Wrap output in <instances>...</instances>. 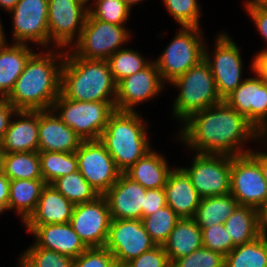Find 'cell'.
<instances>
[{"label": "cell", "mask_w": 267, "mask_h": 267, "mask_svg": "<svg viewBox=\"0 0 267 267\" xmlns=\"http://www.w3.org/2000/svg\"><path fill=\"white\" fill-rule=\"evenodd\" d=\"M111 214L103 195L95 200L74 205L70 224L88 247H105L111 223Z\"/></svg>", "instance_id": "obj_17"}, {"label": "cell", "mask_w": 267, "mask_h": 267, "mask_svg": "<svg viewBox=\"0 0 267 267\" xmlns=\"http://www.w3.org/2000/svg\"><path fill=\"white\" fill-rule=\"evenodd\" d=\"M260 142H267V137L264 136ZM265 146L267 147V144H265ZM267 151V150H266ZM264 152V150L262 151H258L257 149H251V151L249 152L258 162H259V166L261 168L263 177L265 179V181L267 182V152Z\"/></svg>", "instance_id": "obj_48"}, {"label": "cell", "mask_w": 267, "mask_h": 267, "mask_svg": "<svg viewBox=\"0 0 267 267\" xmlns=\"http://www.w3.org/2000/svg\"><path fill=\"white\" fill-rule=\"evenodd\" d=\"M141 116L137 111L115 110L99 138L121 173L153 149L147 137L149 126Z\"/></svg>", "instance_id": "obj_4"}, {"label": "cell", "mask_w": 267, "mask_h": 267, "mask_svg": "<svg viewBox=\"0 0 267 267\" xmlns=\"http://www.w3.org/2000/svg\"><path fill=\"white\" fill-rule=\"evenodd\" d=\"M167 206L180 218H194L201 197L181 167H173L164 187Z\"/></svg>", "instance_id": "obj_23"}, {"label": "cell", "mask_w": 267, "mask_h": 267, "mask_svg": "<svg viewBox=\"0 0 267 267\" xmlns=\"http://www.w3.org/2000/svg\"><path fill=\"white\" fill-rule=\"evenodd\" d=\"M166 205L164 188L147 189L144 201V217L153 214Z\"/></svg>", "instance_id": "obj_45"}, {"label": "cell", "mask_w": 267, "mask_h": 267, "mask_svg": "<svg viewBox=\"0 0 267 267\" xmlns=\"http://www.w3.org/2000/svg\"><path fill=\"white\" fill-rule=\"evenodd\" d=\"M12 16L13 42L39 45L49 49L48 0H19L9 12Z\"/></svg>", "instance_id": "obj_13"}, {"label": "cell", "mask_w": 267, "mask_h": 267, "mask_svg": "<svg viewBox=\"0 0 267 267\" xmlns=\"http://www.w3.org/2000/svg\"><path fill=\"white\" fill-rule=\"evenodd\" d=\"M265 246H266V249H267V233H264V234H260Z\"/></svg>", "instance_id": "obj_56"}, {"label": "cell", "mask_w": 267, "mask_h": 267, "mask_svg": "<svg viewBox=\"0 0 267 267\" xmlns=\"http://www.w3.org/2000/svg\"><path fill=\"white\" fill-rule=\"evenodd\" d=\"M4 42L0 46V98L5 99L35 52L28 44Z\"/></svg>", "instance_id": "obj_25"}, {"label": "cell", "mask_w": 267, "mask_h": 267, "mask_svg": "<svg viewBox=\"0 0 267 267\" xmlns=\"http://www.w3.org/2000/svg\"><path fill=\"white\" fill-rule=\"evenodd\" d=\"M82 141L53 109L39 110L38 151L76 152Z\"/></svg>", "instance_id": "obj_22"}, {"label": "cell", "mask_w": 267, "mask_h": 267, "mask_svg": "<svg viewBox=\"0 0 267 267\" xmlns=\"http://www.w3.org/2000/svg\"><path fill=\"white\" fill-rule=\"evenodd\" d=\"M46 186L43 179L10 180L8 211L15 210L25 223L36 210L42 189Z\"/></svg>", "instance_id": "obj_28"}, {"label": "cell", "mask_w": 267, "mask_h": 267, "mask_svg": "<svg viewBox=\"0 0 267 267\" xmlns=\"http://www.w3.org/2000/svg\"><path fill=\"white\" fill-rule=\"evenodd\" d=\"M74 205L51 184H46L34 213L24 225L69 223Z\"/></svg>", "instance_id": "obj_24"}, {"label": "cell", "mask_w": 267, "mask_h": 267, "mask_svg": "<svg viewBox=\"0 0 267 267\" xmlns=\"http://www.w3.org/2000/svg\"><path fill=\"white\" fill-rule=\"evenodd\" d=\"M223 224L235 246L260 236L257 209L250 206L238 205Z\"/></svg>", "instance_id": "obj_29"}, {"label": "cell", "mask_w": 267, "mask_h": 267, "mask_svg": "<svg viewBox=\"0 0 267 267\" xmlns=\"http://www.w3.org/2000/svg\"><path fill=\"white\" fill-rule=\"evenodd\" d=\"M170 16L180 27H200L201 8L198 0H162Z\"/></svg>", "instance_id": "obj_38"}, {"label": "cell", "mask_w": 267, "mask_h": 267, "mask_svg": "<svg viewBox=\"0 0 267 267\" xmlns=\"http://www.w3.org/2000/svg\"><path fill=\"white\" fill-rule=\"evenodd\" d=\"M51 185L73 205L95 200L100 196L78 171L59 177Z\"/></svg>", "instance_id": "obj_34"}, {"label": "cell", "mask_w": 267, "mask_h": 267, "mask_svg": "<svg viewBox=\"0 0 267 267\" xmlns=\"http://www.w3.org/2000/svg\"><path fill=\"white\" fill-rule=\"evenodd\" d=\"M253 21L257 31L261 34V37L266 43V47L262 50L267 49V8L258 5L254 0H246L243 5Z\"/></svg>", "instance_id": "obj_44"}, {"label": "cell", "mask_w": 267, "mask_h": 267, "mask_svg": "<svg viewBox=\"0 0 267 267\" xmlns=\"http://www.w3.org/2000/svg\"><path fill=\"white\" fill-rule=\"evenodd\" d=\"M13 119L0 143V153L37 152L39 110H17Z\"/></svg>", "instance_id": "obj_21"}, {"label": "cell", "mask_w": 267, "mask_h": 267, "mask_svg": "<svg viewBox=\"0 0 267 267\" xmlns=\"http://www.w3.org/2000/svg\"><path fill=\"white\" fill-rule=\"evenodd\" d=\"M23 253L33 267H73L74 259L31 243Z\"/></svg>", "instance_id": "obj_39"}, {"label": "cell", "mask_w": 267, "mask_h": 267, "mask_svg": "<svg viewBox=\"0 0 267 267\" xmlns=\"http://www.w3.org/2000/svg\"><path fill=\"white\" fill-rule=\"evenodd\" d=\"M131 11L123 0H94L93 5L88 4V13L93 18L114 25H125Z\"/></svg>", "instance_id": "obj_37"}, {"label": "cell", "mask_w": 267, "mask_h": 267, "mask_svg": "<svg viewBox=\"0 0 267 267\" xmlns=\"http://www.w3.org/2000/svg\"><path fill=\"white\" fill-rule=\"evenodd\" d=\"M200 229L203 247L221 253L223 256H226L235 247L224 224H215L209 228Z\"/></svg>", "instance_id": "obj_41"}, {"label": "cell", "mask_w": 267, "mask_h": 267, "mask_svg": "<svg viewBox=\"0 0 267 267\" xmlns=\"http://www.w3.org/2000/svg\"><path fill=\"white\" fill-rule=\"evenodd\" d=\"M10 179L0 169V210L8 211Z\"/></svg>", "instance_id": "obj_47"}, {"label": "cell", "mask_w": 267, "mask_h": 267, "mask_svg": "<svg viewBox=\"0 0 267 267\" xmlns=\"http://www.w3.org/2000/svg\"><path fill=\"white\" fill-rule=\"evenodd\" d=\"M254 60V71L259 75H267V49L260 50L253 57Z\"/></svg>", "instance_id": "obj_49"}, {"label": "cell", "mask_w": 267, "mask_h": 267, "mask_svg": "<svg viewBox=\"0 0 267 267\" xmlns=\"http://www.w3.org/2000/svg\"><path fill=\"white\" fill-rule=\"evenodd\" d=\"M263 77L264 81H265V84L267 85V75H260Z\"/></svg>", "instance_id": "obj_58"}, {"label": "cell", "mask_w": 267, "mask_h": 267, "mask_svg": "<svg viewBox=\"0 0 267 267\" xmlns=\"http://www.w3.org/2000/svg\"><path fill=\"white\" fill-rule=\"evenodd\" d=\"M40 52H34L29 57L12 91L5 98L17 110L52 109L60 95L61 68L66 50L52 46Z\"/></svg>", "instance_id": "obj_2"}, {"label": "cell", "mask_w": 267, "mask_h": 267, "mask_svg": "<svg viewBox=\"0 0 267 267\" xmlns=\"http://www.w3.org/2000/svg\"><path fill=\"white\" fill-rule=\"evenodd\" d=\"M192 165L181 168L202 198L230 193L231 156L196 153Z\"/></svg>", "instance_id": "obj_10"}, {"label": "cell", "mask_w": 267, "mask_h": 267, "mask_svg": "<svg viewBox=\"0 0 267 267\" xmlns=\"http://www.w3.org/2000/svg\"><path fill=\"white\" fill-rule=\"evenodd\" d=\"M157 150L152 149L143 158L124 172L132 181L145 189L164 188L170 171L168 160Z\"/></svg>", "instance_id": "obj_26"}, {"label": "cell", "mask_w": 267, "mask_h": 267, "mask_svg": "<svg viewBox=\"0 0 267 267\" xmlns=\"http://www.w3.org/2000/svg\"><path fill=\"white\" fill-rule=\"evenodd\" d=\"M225 256L201 247L191 254L175 260L171 267H224Z\"/></svg>", "instance_id": "obj_40"}, {"label": "cell", "mask_w": 267, "mask_h": 267, "mask_svg": "<svg viewBox=\"0 0 267 267\" xmlns=\"http://www.w3.org/2000/svg\"><path fill=\"white\" fill-rule=\"evenodd\" d=\"M230 193L239 205L258 209L267 202V182L250 153L231 156Z\"/></svg>", "instance_id": "obj_11"}, {"label": "cell", "mask_w": 267, "mask_h": 267, "mask_svg": "<svg viewBox=\"0 0 267 267\" xmlns=\"http://www.w3.org/2000/svg\"><path fill=\"white\" fill-rule=\"evenodd\" d=\"M180 127L177 140L194 153L228 156L247 154L251 148L246 149L244 145L254 141L257 143L264 137L225 100L193 113Z\"/></svg>", "instance_id": "obj_1"}, {"label": "cell", "mask_w": 267, "mask_h": 267, "mask_svg": "<svg viewBox=\"0 0 267 267\" xmlns=\"http://www.w3.org/2000/svg\"><path fill=\"white\" fill-rule=\"evenodd\" d=\"M180 217L169 206H164L142 218L145 230L156 245H163Z\"/></svg>", "instance_id": "obj_36"}, {"label": "cell", "mask_w": 267, "mask_h": 267, "mask_svg": "<svg viewBox=\"0 0 267 267\" xmlns=\"http://www.w3.org/2000/svg\"><path fill=\"white\" fill-rule=\"evenodd\" d=\"M18 1L19 0H0V9L9 13L18 3Z\"/></svg>", "instance_id": "obj_51"}, {"label": "cell", "mask_w": 267, "mask_h": 267, "mask_svg": "<svg viewBox=\"0 0 267 267\" xmlns=\"http://www.w3.org/2000/svg\"><path fill=\"white\" fill-rule=\"evenodd\" d=\"M155 60L162 81L172 83L204 59L203 31L201 27H183Z\"/></svg>", "instance_id": "obj_7"}, {"label": "cell", "mask_w": 267, "mask_h": 267, "mask_svg": "<svg viewBox=\"0 0 267 267\" xmlns=\"http://www.w3.org/2000/svg\"><path fill=\"white\" fill-rule=\"evenodd\" d=\"M164 87L165 83L153 60L145 68L117 84L115 110L135 112L138 105L156 98Z\"/></svg>", "instance_id": "obj_18"}, {"label": "cell", "mask_w": 267, "mask_h": 267, "mask_svg": "<svg viewBox=\"0 0 267 267\" xmlns=\"http://www.w3.org/2000/svg\"><path fill=\"white\" fill-rule=\"evenodd\" d=\"M224 267H267V249L261 236L235 246L225 256Z\"/></svg>", "instance_id": "obj_33"}, {"label": "cell", "mask_w": 267, "mask_h": 267, "mask_svg": "<svg viewBox=\"0 0 267 267\" xmlns=\"http://www.w3.org/2000/svg\"><path fill=\"white\" fill-rule=\"evenodd\" d=\"M79 2H81L85 7H87L88 8V3L91 1L92 2V0H78ZM93 2H94V0H93Z\"/></svg>", "instance_id": "obj_57"}, {"label": "cell", "mask_w": 267, "mask_h": 267, "mask_svg": "<svg viewBox=\"0 0 267 267\" xmlns=\"http://www.w3.org/2000/svg\"><path fill=\"white\" fill-rule=\"evenodd\" d=\"M76 156L79 172L99 195H104L121 174L99 140L82 141Z\"/></svg>", "instance_id": "obj_14"}, {"label": "cell", "mask_w": 267, "mask_h": 267, "mask_svg": "<svg viewBox=\"0 0 267 267\" xmlns=\"http://www.w3.org/2000/svg\"><path fill=\"white\" fill-rule=\"evenodd\" d=\"M19 259L18 267H33V265L28 261V259L21 253Z\"/></svg>", "instance_id": "obj_52"}, {"label": "cell", "mask_w": 267, "mask_h": 267, "mask_svg": "<svg viewBox=\"0 0 267 267\" xmlns=\"http://www.w3.org/2000/svg\"><path fill=\"white\" fill-rule=\"evenodd\" d=\"M162 246L172 264L203 247L202 231L194 218H180Z\"/></svg>", "instance_id": "obj_27"}, {"label": "cell", "mask_w": 267, "mask_h": 267, "mask_svg": "<svg viewBox=\"0 0 267 267\" xmlns=\"http://www.w3.org/2000/svg\"><path fill=\"white\" fill-rule=\"evenodd\" d=\"M238 205V202L231 193L202 198L196 210L194 220L200 228H209L215 224H223Z\"/></svg>", "instance_id": "obj_31"}, {"label": "cell", "mask_w": 267, "mask_h": 267, "mask_svg": "<svg viewBox=\"0 0 267 267\" xmlns=\"http://www.w3.org/2000/svg\"><path fill=\"white\" fill-rule=\"evenodd\" d=\"M2 22H1V20H0V46L6 41L7 42V40L8 39H6V35H4V26H3V24H1Z\"/></svg>", "instance_id": "obj_53"}, {"label": "cell", "mask_w": 267, "mask_h": 267, "mask_svg": "<svg viewBox=\"0 0 267 267\" xmlns=\"http://www.w3.org/2000/svg\"><path fill=\"white\" fill-rule=\"evenodd\" d=\"M170 85L179 91L173 103L172 115L181 123L193 113L223 100L217 91L211 68L204 59Z\"/></svg>", "instance_id": "obj_5"}, {"label": "cell", "mask_w": 267, "mask_h": 267, "mask_svg": "<svg viewBox=\"0 0 267 267\" xmlns=\"http://www.w3.org/2000/svg\"><path fill=\"white\" fill-rule=\"evenodd\" d=\"M146 190L141 184L121 173L118 180L103 195L107 201L111 219L142 220Z\"/></svg>", "instance_id": "obj_19"}, {"label": "cell", "mask_w": 267, "mask_h": 267, "mask_svg": "<svg viewBox=\"0 0 267 267\" xmlns=\"http://www.w3.org/2000/svg\"><path fill=\"white\" fill-rule=\"evenodd\" d=\"M41 173L46 184L78 171L76 152L39 151Z\"/></svg>", "instance_id": "obj_32"}, {"label": "cell", "mask_w": 267, "mask_h": 267, "mask_svg": "<svg viewBox=\"0 0 267 267\" xmlns=\"http://www.w3.org/2000/svg\"><path fill=\"white\" fill-rule=\"evenodd\" d=\"M155 246L156 244L145 230L142 220H111L105 247L114 256L118 265H125Z\"/></svg>", "instance_id": "obj_15"}, {"label": "cell", "mask_w": 267, "mask_h": 267, "mask_svg": "<svg viewBox=\"0 0 267 267\" xmlns=\"http://www.w3.org/2000/svg\"><path fill=\"white\" fill-rule=\"evenodd\" d=\"M16 111L6 99H0V143Z\"/></svg>", "instance_id": "obj_46"}, {"label": "cell", "mask_w": 267, "mask_h": 267, "mask_svg": "<svg viewBox=\"0 0 267 267\" xmlns=\"http://www.w3.org/2000/svg\"><path fill=\"white\" fill-rule=\"evenodd\" d=\"M60 93L74 101H116L117 83L107 60L81 58L67 49Z\"/></svg>", "instance_id": "obj_3"}, {"label": "cell", "mask_w": 267, "mask_h": 267, "mask_svg": "<svg viewBox=\"0 0 267 267\" xmlns=\"http://www.w3.org/2000/svg\"><path fill=\"white\" fill-rule=\"evenodd\" d=\"M116 101H74L61 93L52 109L83 140H99Z\"/></svg>", "instance_id": "obj_6"}, {"label": "cell", "mask_w": 267, "mask_h": 267, "mask_svg": "<svg viewBox=\"0 0 267 267\" xmlns=\"http://www.w3.org/2000/svg\"><path fill=\"white\" fill-rule=\"evenodd\" d=\"M28 233L35 238L38 247L53 250L73 259L88 247L83 243L70 223L47 225H24Z\"/></svg>", "instance_id": "obj_20"}, {"label": "cell", "mask_w": 267, "mask_h": 267, "mask_svg": "<svg viewBox=\"0 0 267 267\" xmlns=\"http://www.w3.org/2000/svg\"><path fill=\"white\" fill-rule=\"evenodd\" d=\"M115 267H126V265H118V264H116Z\"/></svg>", "instance_id": "obj_59"}, {"label": "cell", "mask_w": 267, "mask_h": 267, "mask_svg": "<svg viewBox=\"0 0 267 267\" xmlns=\"http://www.w3.org/2000/svg\"><path fill=\"white\" fill-rule=\"evenodd\" d=\"M214 43L212 55L205 42L204 60L209 64L219 96L224 100L245 80L242 78L244 63L240 48L229 34H217Z\"/></svg>", "instance_id": "obj_9"}, {"label": "cell", "mask_w": 267, "mask_h": 267, "mask_svg": "<svg viewBox=\"0 0 267 267\" xmlns=\"http://www.w3.org/2000/svg\"><path fill=\"white\" fill-rule=\"evenodd\" d=\"M125 25H114L93 18L89 13L78 40L70 49L74 55L85 59L107 60L124 47L131 37Z\"/></svg>", "instance_id": "obj_8"}, {"label": "cell", "mask_w": 267, "mask_h": 267, "mask_svg": "<svg viewBox=\"0 0 267 267\" xmlns=\"http://www.w3.org/2000/svg\"><path fill=\"white\" fill-rule=\"evenodd\" d=\"M255 77L246 78L224 100L239 114H243L263 135H267V85L262 76L254 71Z\"/></svg>", "instance_id": "obj_16"}, {"label": "cell", "mask_w": 267, "mask_h": 267, "mask_svg": "<svg viewBox=\"0 0 267 267\" xmlns=\"http://www.w3.org/2000/svg\"><path fill=\"white\" fill-rule=\"evenodd\" d=\"M125 265L126 267H171V263L162 245H156Z\"/></svg>", "instance_id": "obj_43"}, {"label": "cell", "mask_w": 267, "mask_h": 267, "mask_svg": "<svg viewBox=\"0 0 267 267\" xmlns=\"http://www.w3.org/2000/svg\"><path fill=\"white\" fill-rule=\"evenodd\" d=\"M116 260L106 247L87 248L74 259L73 267H115Z\"/></svg>", "instance_id": "obj_42"}, {"label": "cell", "mask_w": 267, "mask_h": 267, "mask_svg": "<svg viewBox=\"0 0 267 267\" xmlns=\"http://www.w3.org/2000/svg\"><path fill=\"white\" fill-rule=\"evenodd\" d=\"M0 169L10 179H43L37 152L0 153Z\"/></svg>", "instance_id": "obj_30"}, {"label": "cell", "mask_w": 267, "mask_h": 267, "mask_svg": "<svg viewBox=\"0 0 267 267\" xmlns=\"http://www.w3.org/2000/svg\"><path fill=\"white\" fill-rule=\"evenodd\" d=\"M88 8L78 0H48L49 46L68 49L78 40ZM76 39V40H75Z\"/></svg>", "instance_id": "obj_12"}, {"label": "cell", "mask_w": 267, "mask_h": 267, "mask_svg": "<svg viewBox=\"0 0 267 267\" xmlns=\"http://www.w3.org/2000/svg\"><path fill=\"white\" fill-rule=\"evenodd\" d=\"M259 233H267V202L257 209Z\"/></svg>", "instance_id": "obj_50"}, {"label": "cell", "mask_w": 267, "mask_h": 267, "mask_svg": "<svg viewBox=\"0 0 267 267\" xmlns=\"http://www.w3.org/2000/svg\"><path fill=\"white\" fill-rule=\"evenodd\" d=\"M123 1L131 9L132 6H136L139 2H141L143 0H123Z\"/></svg>", "instance_id": "obj_54"}, {"label": "cell", "mask_w": 267, "mask_h": 267, "mask_svg": "<svg viewBox=\"0 0 267 267\" xmlns=\"http://www.w3.org/2000/svg\"><path fill=\"white\" fill-rule=\"evenodd\" d=\"M107 62L113 79L118 84L122 79L145 68L151 60L143 57L137 50L121 48L112 54Z\"/></svg>", "instance_id": "obj_35"}, {"label": "cell", "mask_w": 267, "mask_h": 267, "mask_svg": "<svg viewBox=\"0 0 267 267\" xmlns=\"http://www.w3.org/2000/svg\"><path fill=\"white\" fill-rule=\"evenodd\" d=\"M258 5L267 8V0H254Z\"/></svg>", "instance_id": "obj_55"}]
</instances>
